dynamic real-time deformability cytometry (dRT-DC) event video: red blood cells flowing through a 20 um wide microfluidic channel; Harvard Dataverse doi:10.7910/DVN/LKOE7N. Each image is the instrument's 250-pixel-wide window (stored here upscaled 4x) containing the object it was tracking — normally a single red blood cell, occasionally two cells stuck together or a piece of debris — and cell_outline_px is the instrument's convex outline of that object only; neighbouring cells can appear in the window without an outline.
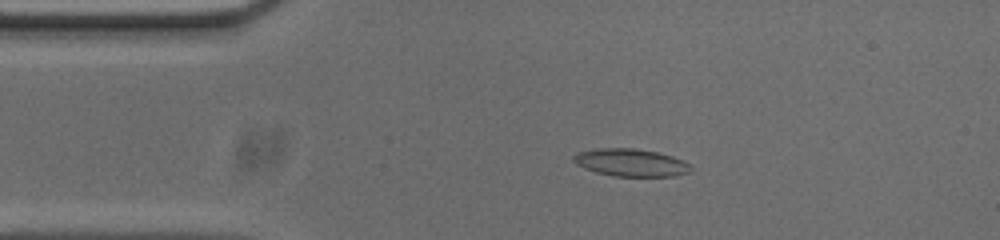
{"species": "common noctule bat (a hibernating species)", "species_latin": "Nyctalus noctula", "temperature_condition": "cold", "stored_images_in_passage": 53, "camera_frame_rate_fps": 3000, "um_per_image_px": 0.085, "animal": {"sex": "male", "body_mass_g": 20.0, "forearm_length_mm": 53.3}, "frame": {"image": 1, "passage_image": 9, "time_ms": 2.667, "image_size_px": [1000, 240], "cell_outline_px": [[692, 168], [688, 172], [672, 176], [612, 176], [596, 172], [584, 168], [576, 164], [572, 160], [572, 156], [576, 152], [596, 148], [632, 148], [656, 152], [672, 156], [684, 160]], "centroid_in_image_um": [53.56, 13.81], "position_along_channel_um": 31.4, "area_um2": 18.84}}
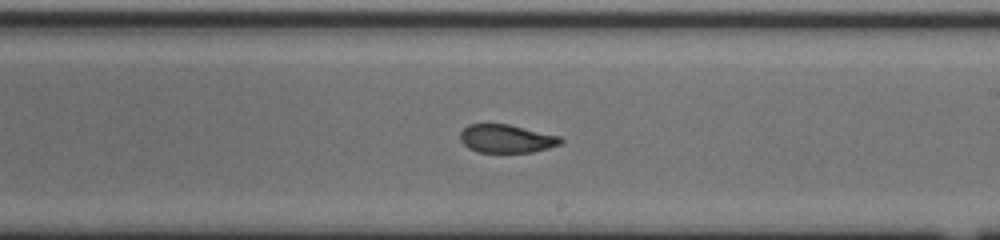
{"frame": {"image": 2, "passage_image": 29, "time_ms": 9.333, "image_size_px": [1000, 240], "cell_outline_px": [[564, 140], [560, 144], [548, 148], [532, 152], [480, 152], [468, 148], [460, 140], [460, 132], [468, 124], [508, 124], [560, 136]], "centroid_in_image_um": [43.04, 11.78], "position_along_channel_um": 246.0, "area_um2": 16.47}}
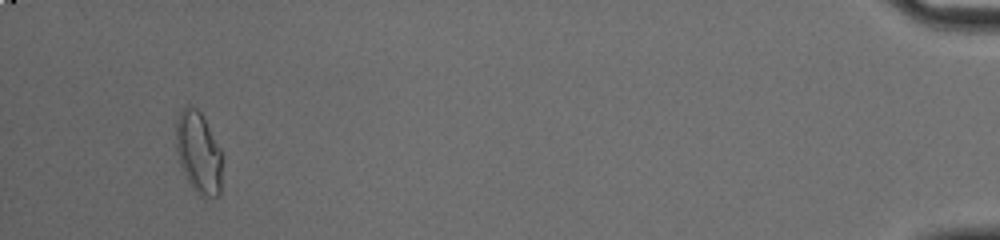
{"frame": {"image": 3, "passage_image": 50, "time_ms": 16.333, "image_size_px": [1000, 240], "cell_outline_px": [[224, 156], [220, 196], [204, 200], [192, 188], [180, 164], [176, 148], [176, 120], [180, 112], [188, 104], [196, 108], [204, 116]], "centroid_in_image_um": [16.93, 13.02], "position_along_channel_um": 418.3, "area_um2": 22.72}, "authors_computed_cell_mechanics": {"area_um2": 18.3804, "velocity_mm_per_s": 3.7016, "shape_relaxation_time_tau1_ms": null, "shape_relaxation_time_tau2_ms": 2.2455, "deformation_change_tau1": null, "deformation_change_tau2": 0.0663}}